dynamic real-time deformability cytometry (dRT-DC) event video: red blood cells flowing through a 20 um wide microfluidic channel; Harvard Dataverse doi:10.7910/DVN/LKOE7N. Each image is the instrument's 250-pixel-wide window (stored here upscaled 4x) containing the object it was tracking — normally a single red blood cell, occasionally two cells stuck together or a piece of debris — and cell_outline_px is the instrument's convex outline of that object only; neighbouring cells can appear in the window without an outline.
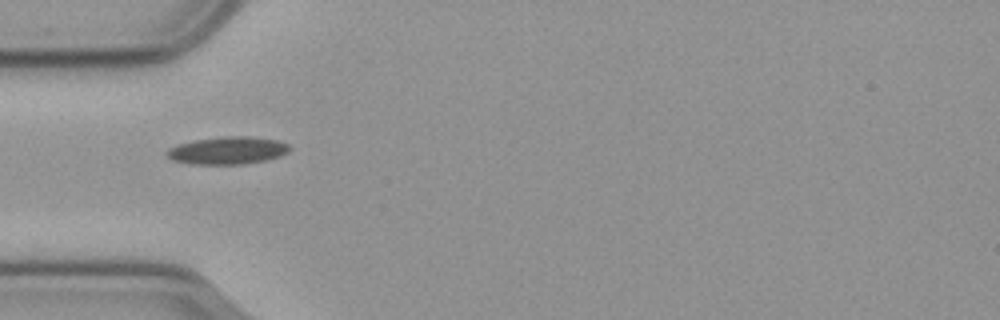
{"species": "common noctule bat (a hibernating species)", "species_latin": "Nyctalus noctula", "temperature_condition": "cold", "stored_images_in_passage": 40, "camera_frame_rate_fps": 3000, "um_per_image_px": 0.085, "animal": {"sex": "male", "body_mass_g": 23.1, "forearm_length_mm": 52.7}, "frame": {"image": 1, "passage_image": 1, "time_ms": 0.0, "image_size_px": [1000, 320], "cell_outline_px": [[288, 152], [280, 156], [264, 160], [244, 164], [192, 164], [172, 160], [164, 152], [168, 148], [176, 144], [192, 140], [220, 136], [252, 136], [276, 140], [288, 144]], "centroid_in_image_um": [19.28, 12.78], "position_along_channel_um": 65.7, "area_um2": 19.83}}
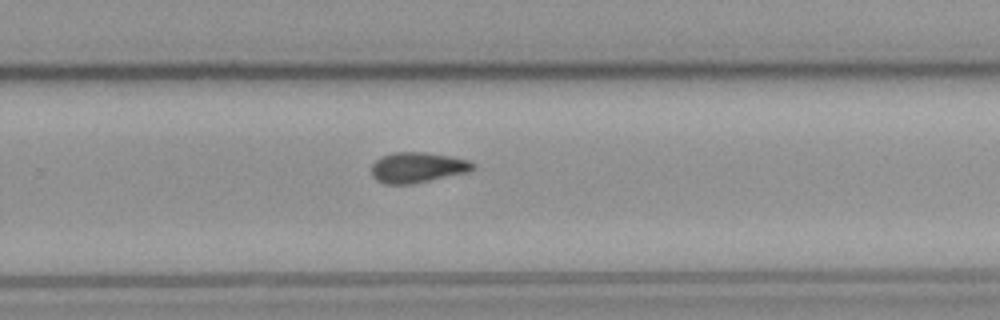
{"frame": {"image": 2, "passage_image": 20, "time_ms": 6.333, "image_size_px": [1000, 320], "cell_outline_px": [[476, 168], [468, 172], [412, 184], [384, 184], [376, 180], [372, 176], [372, 164], [380, 156], [392, 152], [424, 152], [448, 156], [468, 160], [476, 164]], "centroid_in_image_um": [35.47, 14.23], "position_along_channel_um": 294.3, "area_um2": 18.09}}
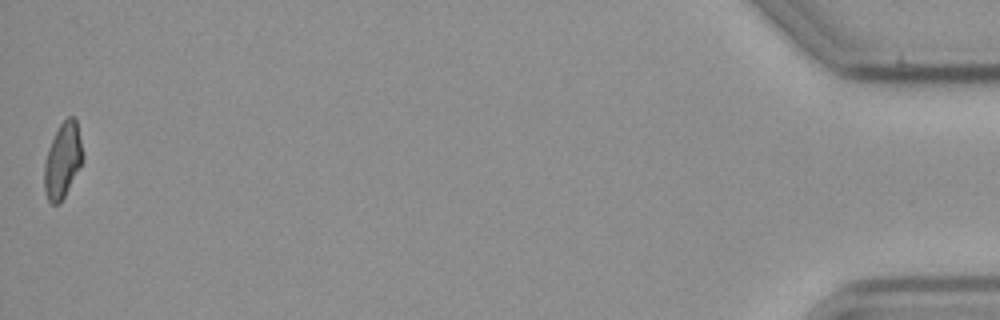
{"frame": {"image": 3, "passage_image": 40, "time_ms": 13.0, "image_size_px": [1000, 320], "cell_outline_px": [[80, 164], [60, 204], [52, 204], [48, 200], [44, 192], [44, 164], [52, 140], [60, 124], [68, 116], [72, 116], [76, 120], [80, 140]], "centroid_in_image_um": [5.27, 13.66], "position_along_channel_um": 429.9, "area_um2": 16.01}, "authors_computed_cell_mechanics": {"area_um2": 17.7446, "velocity_mm_per_s": 3.6056, "shape_relaxation_time_tau1_ms": null, "shape_relaxation_time_tau2_ms": 11.0792, "deformation_change_tau1": null, "deformation_change_tau2": 0.1793}}